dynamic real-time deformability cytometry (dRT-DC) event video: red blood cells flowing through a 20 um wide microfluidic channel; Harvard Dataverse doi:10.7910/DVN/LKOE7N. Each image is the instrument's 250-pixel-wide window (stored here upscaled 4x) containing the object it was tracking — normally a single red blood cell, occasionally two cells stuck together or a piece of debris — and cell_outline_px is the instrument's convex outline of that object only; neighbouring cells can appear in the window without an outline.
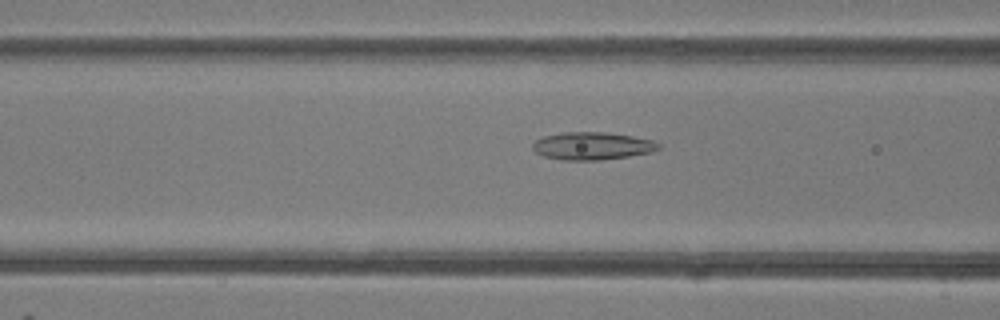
{"species": "common noctule bat (a hibernating species)", "species_latin": "Nyctalus noctula", "temperature_condition": "room temperature", "stored_images_in_passage": 49, "camera_frame_rate_fps": 3000, "um_per_image_px": 0.085, "animal": {"sex": "female"}, "frame": {"image": 1, "passage_image": 19, "time_ms": 6.0, "image_size_px": [1000, 320], "cell_outline_px": [[660, 148], [652, 152], [628, 156], [600, 160], [560, 160], [544, 156], [536, 152], [532, 148], [532, 144], [536, 140], [544, 136], [564, 132], [608, 132], [632, 136], [652, 140], [660, 144]], "centroid_in_image_um": [50.33, 12.4], "position_along_channel_um": 116.3, "area_um2": 20.29}}
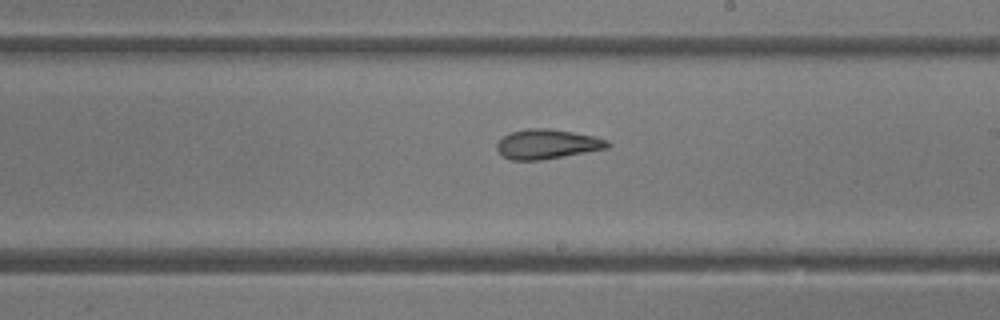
{"frame": {"image": 2, "passage_image": 28, "time_ms": 9.0, "image_size_px": [1000, 320], "cell_outline_px": [[612, 144], [608, 148], [564, 156], [540, 160], [512, 160], [504, 156], [496, 148], [496, 144], [508, 132], [524, 128], [548, 128], [572, 132], [592, 136], [608, 140]], "centroid_in_image_um": [46.5, 12.24], "position_along_channel_um": 242.5, "area_um2": 19.07}}
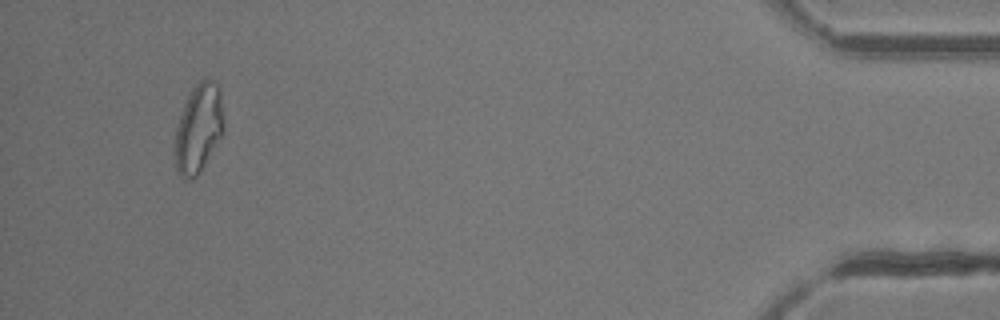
{"frame": {"image": 3, "passage_image": 46, "time_ms": 15.0, "image_size_px": [1000, 320], "cell_outline_px": [[224, 132], [196, 176], [192, 180], [188, 180], [180, 176], [176, 168], [172, 152], [176, 128], [184, 104], [192, 88], [204, 76], [212, 80], [216, 84], [220, 92], [224, 120]], "centroid_in_image_um": [16.85, 10.92], "position_along_channel_um": 418.4, "area_um2": 25.49}, "authors_computed_cell_mechanics": {"area_um2": 21.8484, "velocity_mm_per_s": 4.1934, "shape_relaxation_time_tau1_ms": null, "shape_relaxation_time_tau2_ms": 1.622, "deformation_change_tau1": null, "deformation_change_tau2": 0.0844}}